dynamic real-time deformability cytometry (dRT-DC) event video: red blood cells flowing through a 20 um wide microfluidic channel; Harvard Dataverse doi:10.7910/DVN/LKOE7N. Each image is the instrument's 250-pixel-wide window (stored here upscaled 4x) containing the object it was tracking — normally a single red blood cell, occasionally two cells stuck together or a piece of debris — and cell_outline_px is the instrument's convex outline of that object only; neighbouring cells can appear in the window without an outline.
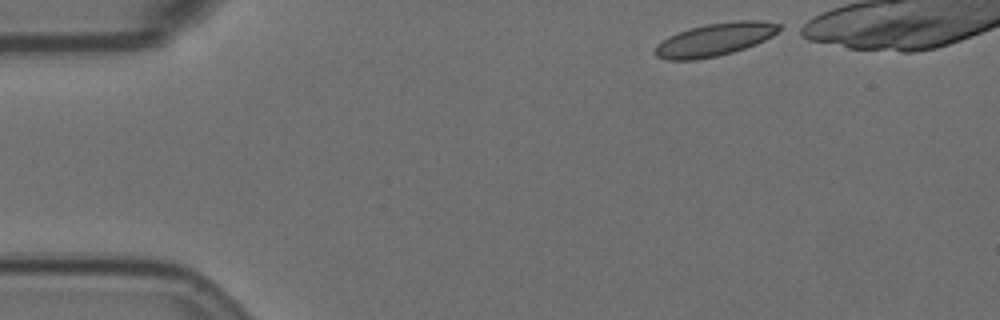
{"species": "Egyptian fruit bat (a non-hibernating species)", "species_latin": "Rousettus aegyptiacus", "temperature_condition": "room temperature", "stored_images_in_passage": 38, "camera_frame_rate_fps": 3000, "um_per_image_px": 0.085, "animal": {"sex": "female"}, "frame": {"image": 1, "passage_image": 1, "time_ms": 0.0, "image_size_px": [1000, 320], "cell_outline_px": [[784, 28], [772, 36], [756, 44], [732, 52], [716, 56], [696, 60], [664, 60], [656, 56], [652, 52], [656, 44], [668, 36], [676, 32], [708, 24], [740, 20], [760, 20], [780, 24]], "centroid_in_image_um": [60.74, 3.37], "position_along_channel_um": 24.3, "area_um2": 23.93}}
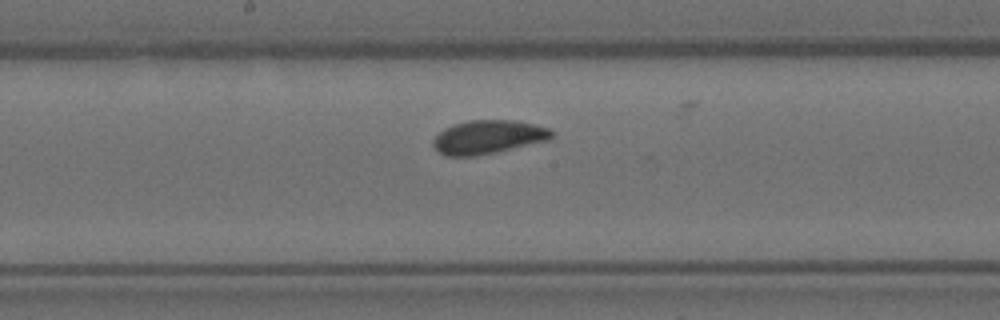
{"frame": {"image": 2, "passage_image": 23, "time_ms": 7.333, "image_size_px": [1000, 320], "cell_outline_px": [[552, 136], [548, 140], [496, 152], [476, 156], [444, 156], [436, 152], [432, 144], [432, 140], [444, 128], [468, 120], [516, 120], [548, 128], [552, 132]], "centroid_in_image_um": [41.43, 11.66], "position_along_channel_um": 206.8, "area_um2": 23.18}}
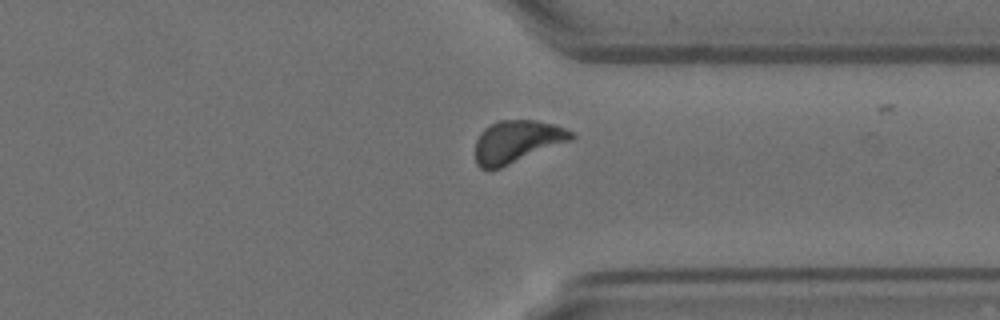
{"frame": {"image": 3, "passage_image": 37, "time_ms": 12.0, "image_size_px": [1000, 320], "cell_outline_px": [[576, 136], [572, 140], [500, 168], [480, 168], [476, 164], [476, 140], [480, 132], [484, 128], [500, 120], [536, 120], [552, 124], [576, 132]], "centroid_in_image_um": [43.96, 12.02], "position_along_channel_um": 367.4, "area_um2": 23.64}}